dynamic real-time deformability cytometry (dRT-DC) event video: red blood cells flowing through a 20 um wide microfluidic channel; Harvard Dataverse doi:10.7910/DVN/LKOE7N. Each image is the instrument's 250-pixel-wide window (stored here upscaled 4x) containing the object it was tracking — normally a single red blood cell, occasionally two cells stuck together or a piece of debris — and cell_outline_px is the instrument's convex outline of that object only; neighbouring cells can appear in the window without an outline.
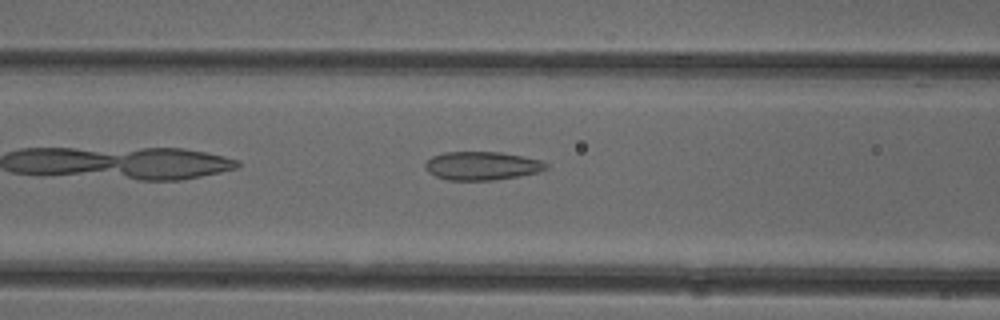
{"species": "common noctule bat (a hibernating species)", "species_latin": "Nyctalus noctula", "temperature_condition": "cold", "stored_images_in_passage": 38, "camera_frame_rate_fps": 3000, "um_per_image_px": 0.085, "animal": {"sex": "female"}, "frame": {"image": 1, "passage_image": 7, "time_ms": 2.0, "image_size_px": [1000, 320], "cell_outline_px": [[548, 168], [540, 172], [520, 176], [496, 180], [448, 180], [436, 176], [428, 172], [424, 168], [424, 164], [432, 156], [444, 152], [500, 152], [544, 160], [548, 164]], "centroid_in_image_um": [41.0, 14.09], "position_along_channel_um": 125.6, "area_um2": 20.29}}
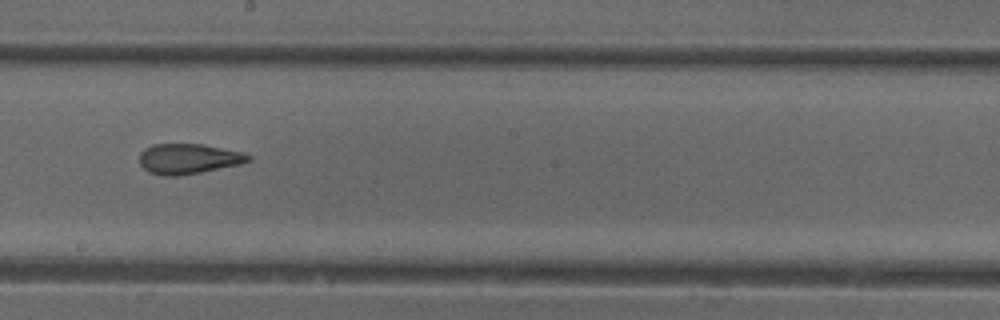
{"frame": {"image": 2, "passage_image": 15, "time_ms": 4.667, "image_size_px": [1000, 320], "cell_outline_px": [[252, 160], [240, 164], [180, 176], [164, 176], [148, 172], [140, 164], [140, 152], [144, 148], [152, 144], [204, 144], [244, 152], [252, 156]], "centroid_in_image_um": [16.03, 13.49], "position_along_channel_um": 232.2, "area_um2": 19.36}}
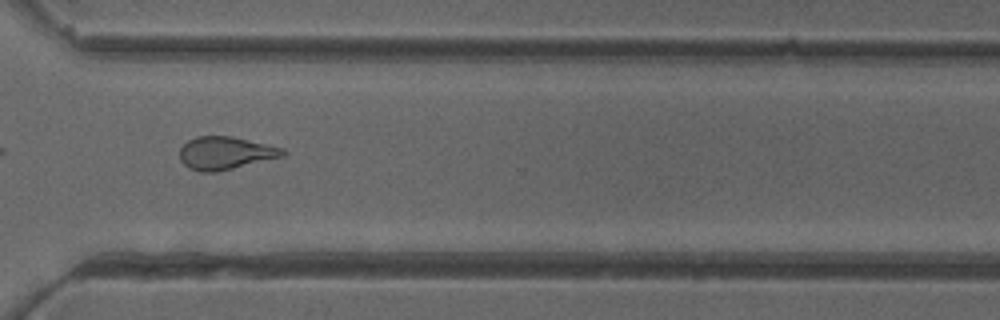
{"frame": {"image": 3, "passage_image": 24, "time_ms": 7.667, "image_size_px": [1000, 320], "cell_outline_px": [[288, 152], [284, 156], [216, 172], [200, 172], [188, 168], [180, 160], [180, 148], [188, 140], [196, 136], [232, 136], [284, 148]], "centroid_in_image_um": [19.16, 13.01], "position_along_channel_um": 351.4, "area_um2": 19.77}, "authors_computed_cell_mechanics": {"area_um2": 19.8832, "velocity_mm_per_s": 3.9907, "shape_relaxation_time_tau1_ms": null, "shape_relaxation_time_tau2_ms": 1.7091, "deformation_change_tau1": null, "deformation_change_tau2": 0.0841}}